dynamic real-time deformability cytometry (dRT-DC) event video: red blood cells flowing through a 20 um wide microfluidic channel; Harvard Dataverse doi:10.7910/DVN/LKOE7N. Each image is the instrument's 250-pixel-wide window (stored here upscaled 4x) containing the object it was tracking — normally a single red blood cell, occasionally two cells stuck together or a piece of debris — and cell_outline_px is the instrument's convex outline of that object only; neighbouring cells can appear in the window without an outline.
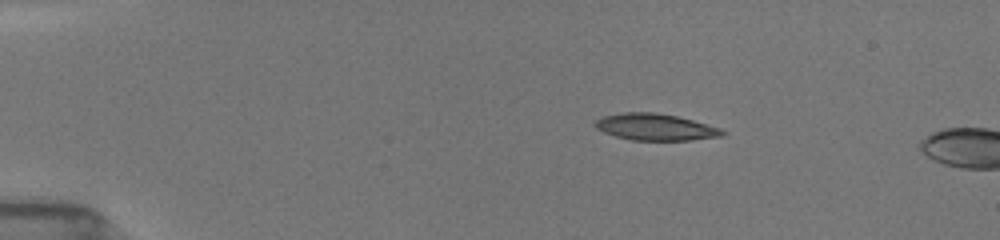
{"species": "common noctule bat (a hibernating species)", "species_latin": "Nyctalus noctula", "temperature_condition": "room temperature", "stored_images_in_passage": 12, "camera_frame_rate_fps": 3000, "um_per_image_px": 0.085, "animal": {"sex": "female", "body_mass_g": 19.5, "forearm_length_mm": 54.1}, "frame": {"image": 1, "passage_image": 9, "time_ms": 2.667, "image_size_px": [1000, 240], "cell_outline_px": [[728, 132], [720, 136], [688, 140], [632, 140], [616, 136], [604, 132], [596, 128], [596, 120], [604, 116], [624, 112], [656, 112], [676, 116], [692, 120], [720, 128]], "centroid_in_image_um": [55.71, 10.79], "position_along_channel_um": 29.3, "area_um2": 19.48}}